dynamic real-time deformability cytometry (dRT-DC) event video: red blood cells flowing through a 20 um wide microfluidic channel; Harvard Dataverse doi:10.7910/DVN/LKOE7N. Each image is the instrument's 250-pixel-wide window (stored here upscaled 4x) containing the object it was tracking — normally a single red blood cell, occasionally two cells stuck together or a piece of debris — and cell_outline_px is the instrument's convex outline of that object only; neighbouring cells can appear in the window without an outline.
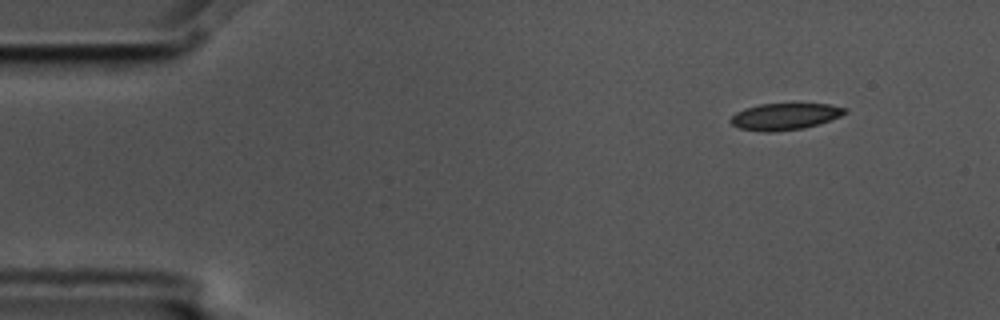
{"species": "common noctule bat (a hibernating species)", "species_latin": "Nyctalus noctula", "temperature_condition": "cold", "stored_images_in_passage": 4, "camera_frame_rate_fps": 3000, "um_per_image_px": 0.085, "animal": {"sex": "male", "body_mass_g": 17.5, "forearm_length_mm": 52.3}, "frame": {"image": 1, "passage_image": 1, "time_ms": 0.0, "image_size_px": [1000, 320], "cell_outline_px": [[848, 112], [840, 116], [820, 124], [804, 128], [772, 132], [764, 132], [740, 128], [732, 124], [728, 120], [736, 112], [744, 108], [760, 104], [828, 104], [848, 108]], "centroid_in_image_um": [66.72, 9.9], "position_along_channel_um": 18.3, "area_um2": 17.8}}
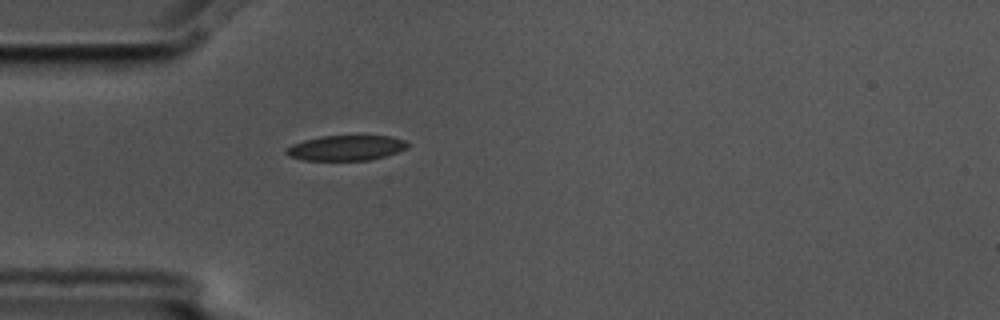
{"frame": {"image": 2, "passage_image": 4, "time_ms": 1.0, "image_size_px": [1000, 320], "cell_outline_px": [[408, 148], [384, 156], [368, 160], [304, 160], [288, 156], [284, 152], [284, 148], [292, 144], [304, 140], [320, 136], [392, 136], [404, 140], [408, 144]], "centroid_in_image_um": [29.37, 12.57], "position_along_channel_um": 55.6, "area_um2": 17.8}}